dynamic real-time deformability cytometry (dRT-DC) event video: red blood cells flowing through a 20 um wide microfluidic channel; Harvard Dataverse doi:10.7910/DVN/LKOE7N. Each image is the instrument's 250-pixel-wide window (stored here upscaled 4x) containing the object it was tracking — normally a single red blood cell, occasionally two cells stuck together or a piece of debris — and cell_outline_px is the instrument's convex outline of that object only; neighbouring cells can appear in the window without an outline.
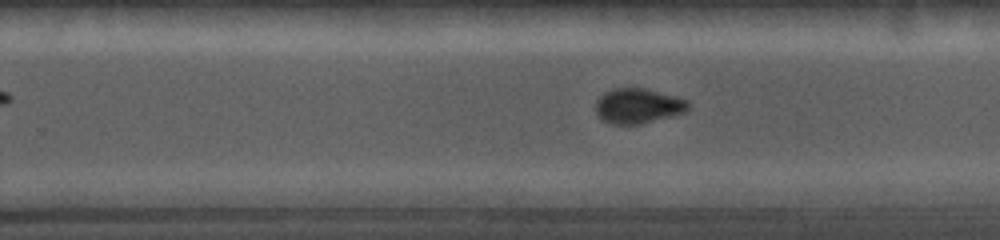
{"species": "common noctule bat (a hibernating species)", "species_latin": "Nyctalus noctula", "temperature_condition": "cold", "stored_images_in_passage": 20, "camera_frame_rate_fps": 5000, "um_per_image_px": 0.085, "animal": {"sex": "female", "body_mass_g": 19.0, "forearm_length_mm": 56.7}, "frame": {"image": 1, "passage_image": 12, "time_ms": 5.8, "image_size_px": [1000, 240], "cell_outline_px": [[688, 108], [684, 112], [676, 116], [640, 124], [612, 124], [604, 120], [596, 112], [596, 100], [604, 92], [612, 88], [644, 88], [676, 96], [688, 100]], "centroid_in_image_um": [54.25, 9.0], "position_along_channel_um": 275.6, "area_um2": 18.96}}
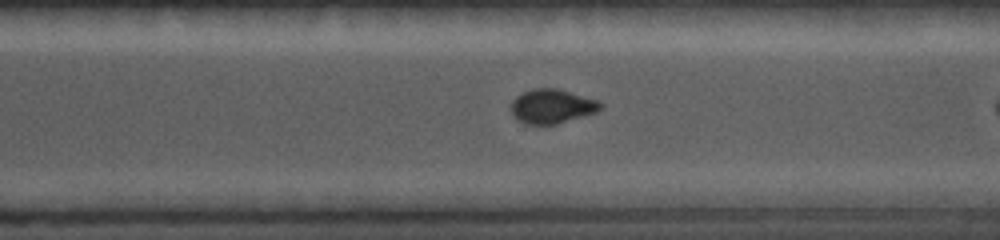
{"frame": {"image": 2, "passage_image": 15, "time_ms": 7.0, "image_size_px": [1000, 240], "cell_outline_px": [[604, 108], [596, 112], [556, 124], [524, 124], [516, 120], [512, 116], [512, 100], [516, 96], [532, 88], [556, 88], [596, 100], [604, 104]], "centroid_in_image_um": [46.9, 9.04], "position_along_channel_um": 323.7, "area_um2": 17.8}}